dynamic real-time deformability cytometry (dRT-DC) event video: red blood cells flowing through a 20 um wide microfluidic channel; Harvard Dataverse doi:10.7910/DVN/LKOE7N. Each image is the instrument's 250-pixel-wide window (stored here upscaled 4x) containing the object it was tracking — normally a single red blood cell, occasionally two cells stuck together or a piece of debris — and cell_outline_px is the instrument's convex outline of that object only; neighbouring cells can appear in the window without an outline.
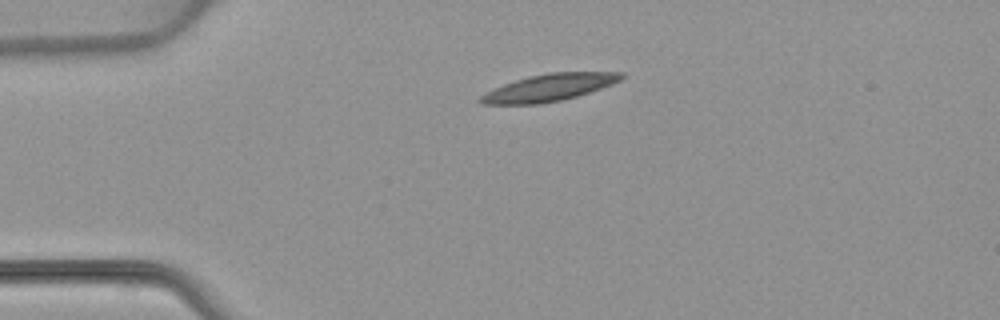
{"species": "common noctule bat (a hibernating species)", "species_latin": "Nyctalus noctula", "temperature_condition": "warm", "stored_images_in_passage": 2, "camera_frame_rate_fps": 3000, "um_per_image_px": 0.085, "animal": {"sex": "female", "body_mass_g": 22.7, "forearm_length_mm": 54.2}, "frame": {"image": 1, "passage_image": 1, "time_ms": 0.0, "image_size_px": [1000, 320], "cell_outline_px": [[624, 76], [620, 80], [612, 84], [576, 96], [560, 100], [540, 104], [480, 104], [476, 100], [480, 96], [504, 84], [528, 76], [548, 72], [624, 72]], "centroid_in_image_um": [46.66, 7.44], "position_along_channel_um": 38.3, "area_um2": 21.96}}